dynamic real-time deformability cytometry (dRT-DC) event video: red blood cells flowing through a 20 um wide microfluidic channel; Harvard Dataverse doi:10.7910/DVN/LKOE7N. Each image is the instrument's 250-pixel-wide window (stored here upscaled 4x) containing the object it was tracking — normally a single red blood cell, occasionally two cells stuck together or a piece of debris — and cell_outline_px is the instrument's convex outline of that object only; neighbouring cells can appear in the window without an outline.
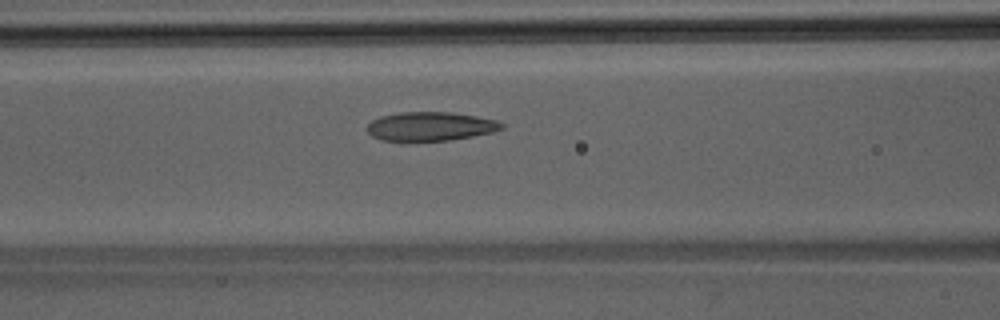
{"species": "Egyptian fruit bat (a non-hibernating species)", "species_latin": "Rousettus aegyptiacus", "temperature_condition": "room temperature", "stored_images_in_passage": 34, "camera_frame_rate_fps": 3000, "um_per_image_px": 0.085, "animal": {"sex": "male"}, "frame": {"image": 1, "passage_image": 15, "time_ms": 4.667, "image_size_px": [1000, 320], "cell_outline_px": [[504, 128], [492, 132], [452, 140], [380, 140], [372, 136], [364, 128], [372, 120], [380, 116], [400, 112], [452, 112], [476, 116], [496, 120], [504, 124]], "centroid_in_image_um": [36.57, 10.73], "position_along_channel_um": 130.0, "area_um2": 22.6}}
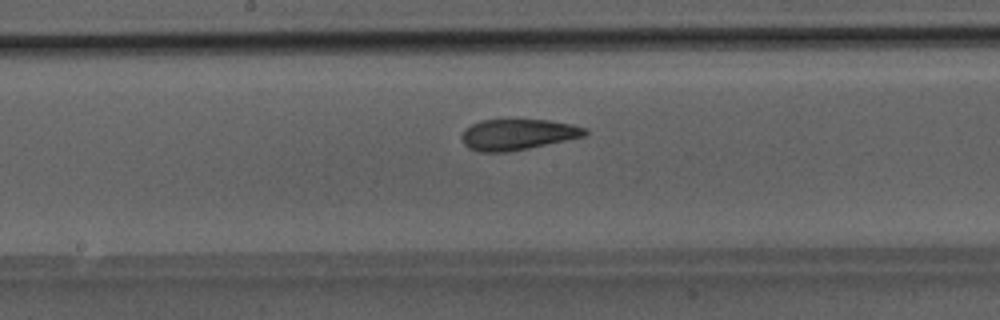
{"frame": {"image": 2, "passage_image": 20, "time_ms": 6.333, "image_size_px": [1000, 320], "cell_outline_px": [[588, 132], [584, 136], [528, 148], [508, 152], [480, 152], [468, 148], [464, 144], [460, 136], [472, 124], [480, 120], [548, 120], [572, 124], [588, 128]], "centroid_in_image_um": [44.0, 11.43], "position_along_channel_um": 204.2, "area_um2": 22.02}}